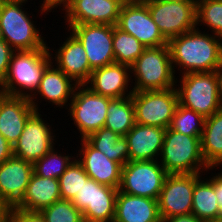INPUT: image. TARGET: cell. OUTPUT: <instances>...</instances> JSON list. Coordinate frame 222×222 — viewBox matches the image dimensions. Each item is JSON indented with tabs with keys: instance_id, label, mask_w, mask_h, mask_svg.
<instances>
[{
	"instance_id": "cell-1",
	"label": "cell",
	"mask_w": 222,
	"mask_h": 222,
	"mask_svg": "<svg viewBox=\"0 0 222 222\" xmlns=\"http://www.w3.org/2000/svg\"><path fill=\"white\" fill-rule=\"evenodd\" d=\"M199 27L168 40L173 70L182 68L180 75L213 72L222 61V38L201 32ZM176 65V66H175Z\"/></svg>"
},
{
	"instance_id": "cell-2",
	"label": "cell",
	"mask_w": 222,
	"mask_h": 222,
	"mask_svg": "<svg viewBox=\"0 0 222 222\" xmlns=\"http://www.w3.org/2000/svg\"><path fill=\"white\" fill-rule=\"evenodd\" d=\"M51 51L50 48L15 51L0 85V93L30 98L37 90L45 68L52 62Z\"/></svg>"
},
{
	"instance_id": "cell-3",
	"label": "cell",
	"mask_w": 222,
	"mask_h": 222,
	"mask_svg": "<svg viewBox=\"0 0 222 222\" xmlns=\"http://www.w3.org/2000/svg\"><path fill=\"white\" fill-rule=\"evenodd\" d=\"M26 2L28 0H0V37L14 51L49 49L35 21L22 9Z\"/></svg>"
},
{
	"instance_id": "cell-4",
	"label": "cell",
	"mask_w": 222,
	"mask_h": 222,
	"mask_svg": "<svg viewBox=\"0 0 222 222\" xmlns=\"http://www.w3.org/2000/svg\"><path fill=\"white\" fill-rule=\"evenodd\" d=\"M160 158L159 163L168 174L203 173L213 169L202 156L201 136L178 133L170 127L165 131Z\"/></svg>"
},
{
	"instance_id": "cell-5",
	"label": "cell",
	"mask_w": 222,
	"mask_h": 222,
	"mask_svg": "<svg viewBox=\"0 0 222 222\" xmlns=\"http://www.w3.org/2000/svg\"><path fill=\"white\" fill-rule=\"evenodd\" d=\"M174 71L168 45L146 48L130 66L135 78L131 89L133 92L171 89L178 82Z\"/></svg>"
},
{
	"instance_id": "cell-6",
	"label": "cell",
	"mask_w": 222,
	"mask_h": 222,
	"mask_svg": "<svg viewBox=\"0 0 222 222\" xmlns=\"http://www.w3.org/2000/svg\"><path fill=\"white\" fill-rule=\"evenodd\" d=\"M178 103L201 114L204 118L222 109L215 72L182 74L179 79Z\"/></svg>"
},
{
	"instance_id": "cell-7",
	"label": "cell",
	"mask_w": 222,
	"mask_h": 222,
	"mask_svg": "<svg viewBox=\"0 0 222 222\" xmlns=\"http://www.w3.org/2000/svg\"><path fill=\"white\" fill-rule=\"evenodd\" d=\"M135 122L141 125L170 127L178 105L176 86L167 90L133 92Z\"/></svg>"
},
{
	"instance_id": "cell-8",
	"label": "cell",
	"mask_w": 222,
	"mask_h": 222,
	"mask_svg": "<svg viewBox=\"0 0 222 222\" xmlns=\"http://www.w3.org/2000/svg\"><path fill=\"white\" fill-rule=\"evenodd\" d=\"M112 98L92 92L85 85H78L69 104V115L80 132V139L105 125L107 108Z\"/></svg>"
},
{
	"instance_id": "cell-9",
	"label": "cell",
	"mask_w": 222,
	"mask_h": 222,
	"mask_svg": "<svg viewBox=\"0 0 222 222\" xmlns=\"http://www.w3.org/2000/svg\"><path fill=\"white\" fill-rule=\"evenodd\" d=\"M167 175L159 160L128 161L122 167L119 191L158 199Z\"/></svg>"
},
{
	"instance_id": "cell-10",
	"label": "cell",
	"mask_w": 222,
	"mask_h": 222,
	"mask_svg": "<svg viewBox=\"0 0 222 222\" xmlns=\"http://www.w3.org/2000/svg\"><path fill=\"white\" fill-rule=\"evenodd\" d=\"M145 4L167 40L197 27L196 2L150 0Z\"/></svg>"
},
{
	"instance_id": "cell-11",
	"label": "cell",
	"mask_w": 222,
	"mask_h": 222,
	"mask_svg": "<svg viewBox=\"0 0 222 222\" xmlns=\"http://www.w3.org/2000/svg\"><path fill=\"white\" fill-rule=\"evenodd\" d=\"M118 191L89 178L71 202L82 212L84 222H113Z\"/></svg>"
},
{
	"instance_id": "cell-12",
	"label": "cell",
	"mask_w": 222,
	"mask_h": 222,
	"mask_svg": "<svg viewBox=\"0 0 222 222\" xmlns=\"http://www.w3.org/2000/svg\"><path fill=\"white\" fill-rule=\"evenodd\" d=\"M202 175L203 173L167 175L157 199L161 220L192 213L195 182Z\"/></svg>"
},
{
	"instance_id": "cell-13",
	"label": "cell",
	"mask_w": 222,
	"mask_h": 222,
	"mask_svg": "<svg viewBox=\"0 0 222 222\" xmlns=\"http://www.w3.org/2000/svg\"><path fill=\"white\" fill-rule=\"evenodd\" d=\"M125 0H67L60 7L65 11L69 28L79 24L115 26Z\"/></svg>"
},
{
	"instance_id": "cell-14",
	"label": "cell",
	"mask_w": 222,
	"mask_h": 222,
	"mask_svg": "<svg viewBox=\"0 0 222 222\" xmlns=\"http://www.w3.org/2000/svg\"><path fill=\"white\" fill-rule=\"evenodd\" d=\"M69 31L83 44L92 70L115 63L112 25L79 24L72 25Z\"/></svg>"
},
{
	"instance_id": "cell-15",
	"label": "cell",
	"mask_w": 222,
	"mask_h": 222,
	"mask_svg": "<svg viewBox=\"0 0 222 222\" xmlns=\"http://www.w3.org/2000/svg\"><path fill=\"white\" fill-rule=\"evenodd\" d=\"M116 26L133 35L146 48L167 45L168 40L162 35L152 19L145 3L125 2L121 8Z\"/></svg>"
},
{
	"instance_id": "cell-16",
	"label": "cell",
	"mask_w": 222,
	"mask_h": 222,
	"mask_svg": "<svg viewBox=\"0 0 222 222\" xmlns=\"http://www.w3.org/2000/svg\"><path fill=\"white\" fill-rule=\"evenodd\" d=\"M41 116L35 111L28 118L21 136L13 145V156L32 164L48 153L56 142L52 127Z\"/></svg>"
},
{
	"instance_id": "cell-17",
	"label": "cell",
	"mask_w": 222,
	"mask_h": 222,
	"mask_svg": "<svg viewBox=\"0 0 222 222\" xmlns=\"http://www.w3.org/2000/svg\"><path fill=\"white\" fill-rule=\"evenodd\" d=\"M33 174V164L12 156L0 165V197L11 208L24 197Z\"/></svg>"
},
{
	"instance_id": "cell-18",
	"label": "cell",
	"mask_w": 222,
	"mask_h": 222,
	"mask_svg": "<svg viewBox=\"0 0 222 222\" xmlns=\"http://www.w3.org/2000/svg\"><path fill=\"white\" fill-rule=\"evenodd\" d=\"M131 77L133 76L130 75V66L113 63L93 70L84 85L92 92L102 96L112 99L124 98L133 94L131 89L128 93V83H133L130 81Z\"/></svg>"
},
{
	"instance_id": "cell-19",
	"label": "cell",
	"mask_w": 222,
	"mask_h": 222,
	"mask_svg": "<svg viewBox=\"0 0 222 222\" xmlns=\"http://www.w3.org/2000/svg\"><path fill=\"white\" fill-rule=\"evenodd\" d=\"M82 144V145H81ZM79 153L76 158L85 172L97 183L113 188L120 187L122 165L110 160L105 154L93 148L85 139H81ZM81 155V156H80Z\"/></svg>"
},
{
	"instance_id": "cell-20",
	"label": "cell",
	"mask_w": 222,
	"mask_h": 222,
	"mask_svg": "<svg viewBox=\"0 0 222 222\" xmlns=\"http://www.w3.org/2000/svg\"><path fill=\"white\" fill-rule=\"evenodd\" d=\"M34 112L29 98L0 93V132L12 146Z\"/></svg>"
},
{
	"instance_id": "cell-21",
	"label": "cell",
	"mask_w": 222,
	"mask_h": 222,
	"mask_svg": "<svg viewBox=\"0 0 222 222\" xmlns=\"http://www.w3.org/2000/svg\"><path fill=\"white\" fill-rule=\"evenodd\" d=\"M51 62L42 75L40 84L35 93L29 98L35 111L41 109L38 108V103L35 101L36 95H40L48 103L56 105L55 107H64L69 105V99L73 98L74 92L78 84L64 72H62L57 66L54 67ZM72 82V83H71ZM35 99V100H34ZM66 103H68L66 105Z\"/></svg>"
},
{
	"instance_id": "cell-22",
	"label": "cell",
	"mask_w": 222,
	"mask_h": 222,
	"mask_svg": "<svg viewBox=\"0 0 222 222\" xmlns=\"http://www.w3.org/2000/svg\"><path fill=\"white\" fill-rule=\"evenodd\" d=\"M54 54L56 62H52L64 72L68 77L72 78L78 85H84L90 78L91 72L86 51L80 40L70 32L68 38L63 42L62 46Z\"/></svg>"
},
{
	"instance_id": "cell-23",
	"label": "cell",
	"mask_w": 222,
	"mask_h": 222,
	"mask_svg": "<svg viewBox=\"0 0 222 222\" xmlns=\"http://www.w3.org/2000/svg\"><path fill=\"white\" fill-rule=\"evenodd\" d=\"M166 129L136 123L124 136L128 142L129 161L159 160Z\"/></svg>"
},
{
	"instance_id": "cell-24",
	"label": "cell",
	"mask_w": 222,
	"mask_h": 222,
	"mask_svg": "<svg viewBox=\"0 0 222 222\" xmlns=\"http://www.w3.org/2000/svg\"><path fill=\"white\" fill-rule=\"evenodd\" d=\"M158 200L118 191L113 222H160Z\"/></svg>"
},
{
	"instance_id": "cell-25",
	"label": "cell",
	"mask_w": 222,
	"mask_h": 222,
	"mask_svg": "<svg viewBox=\"0 0 222 222\" xmlns=\"http://www.w3.org/2000/svg\"><path fill=\"white\" fill-rule=\"evenodd\" d=\"M60 199L58 179L43 178L33 172L23 199L15 207L24 211L40 212Z\"/></svg>"
},
{
	"instance_id": "cell-26",
	"label": "cell",
	"mask_w": 222,
	"mask_h": 222,
	"mask_svg": "<svg viewBox=\"0 0 222 222\" xmlns=\"http://www.w3.org/2000/svg\"><path fill=\"white\" fill-rule=\"evenodd\" d=\"M201 152L209 168L222 167V109L205 118Z\"/></svg>"
},
{
	"instance_id": "cell-27",
	"label": "cell",
	"mask_w": 222,
	"mask_h": 222,
	"mask_svg": "<svg viewBox=\"0 0 222 222\" xmlns=\"http://www.w3.org/2000/svg\"><path fill=\"white\" fill-rule=\"evenodd\" d=\"M95 149L105 154L110 160L124 166L129 161L128 142L111 129L102 127L85 138Z\"/></svg>"
},
{
	"instance_id": "cell-28",
	"label": "cell",
	"mask_w": 222,
	"mask_h": 222,
	"mask_svg": "<svg viewBox=\"0 0 222 222\" xmlns=\"http://www.w3.org/2000/svg\"><path fill=\"white\" fill-rule=\"evenodd\" d=\"M201 178L195 182L192 214L202 222H214L222 214V211L217 203L212 179L204 181Z\"/></svg>"
},
{
	"instance_id": "cell-29",
	"label": "cell",
	"mask_w": 222,
	"mask_h": 222,
	"mask_svg": "<svg viewBox=\"0 0 222 222\" xmlns=\"http://www.w3.org/2000/svg\"><path fill=\"white\" fill-rule=\"evenodd\" d=\"M135 124V109L131 96L109 102L104 127L125 136Z\"/></svg>"
},
{
	"instance_id": "cell-30",
	"label": "cell",
	"mask_w": 222,
	"mask_h": 222,
	"mask_svg": "<svg viewBox=\"0 0 222 222\" xmlns=\"http://www.w3.org/2000/svg\"><path fill=\"white\" fill-rule=\"evenodd\" d=\"M113 53L115 63L131 66L144 52L146 47L133 35L113 26Z\"/></svg>"
},
{
	"instance_id": "cell-31",
	"label": "cell",
	"mask_w": 222,
	"mask_h": 222,
	"mask_svg": "<svg viewBox=\"0 0 222 222\" xmlns=\"http://www.w3.org/2000/svg\"><path fill=\"white\" fill-rule=\"evenodd\" d=\"M75 159L73 156L58 154L53 147L33 164V172L43 178L58 179Z\"/></svg>"
},
{
	"instance_id": "cell-32",
	"label": "cell",
	"mask_w": 222,
	"mask_h": 222,
	"mask_svg": "<svg viewBox=\"0 0 222 222\" xmlns=\"http://www.w3.org/2000/svg\"><path fill=\"white\" fill-rule=\"evenodd\" d=\"M205 118L178 103L170 128L189 136H202Z\"/></svg>"
},
{
	"instance_id": "cell-33",
	"label": "cell",
	"mask_w": 222,
	"mask_h": 222,
	"mask_svg": "<svg viewBox=\"0 0 222 222\" xmlns=\"http://www.w3.org/2000/svg\"><path fill=\"white\" fill-rule=\"evenodd\" d=\"M207 26L213 35L222 38V0H201L196 3V25Z\"/></svg>"
},
{
	"instance_id": "cell-34",
	"label": "cell",
	"mask_w": 222,
	"mask_h": 222,
	"mask_svg": "<svg viewBox=\"0 0 222 222\" xmlns=\"http://www.w3.org/2000/svg\"><path fill=\"white\" fill-rule=\"evenodd\" d=\"M89 178L82 165L75 159L58 178L61 198L72 201Z\"/></svg>"
},
{
	"instance_id": "cell-35",
	"label": "cell",
	"mask_w": 222,
	"mask_h": 222,
	"mask_svg": "<svg viewBox=\"0 0 222 222\" xmlns=\"http://www.w3.org/2000/svg\"><path fill=\"white\" fill-rule=\"evenodd\" d=\"M40 213L46 222H84L82 212L69 200L55 201Z\"/></svg>"
},
{
	"instance_id": "cell-36",
	"label": "cell",
	"mask_w": 222,
	"mask_h": 222,
	"mask_svg": "<svg viewBox=\"0 0 222 222\" xmlns=\"http://www.w3.org/2000/svg\"><path fill=\"white\" fill-rule=\"evenodd\" d=\"M5 222H46L40 212H30L11 207Z\"/></svg>"
},
{
	"instance_id": "cell-37",
	"label": "cell",
	"mask_w": 222,
	"mask_h": 222,
	"mask_svg": "<svg viewBox=\"0 0 222 222\" xmlns=\"http://www.w3.org/2000/svg\"><path fill=\"white\" fill-rule=\"evenodd\" d=\"M14 52L10 45L0 37V85L5 79Z\"/></svg>"
},
{
	"instance_id": "cell-38",
	"label": "cell",
	"mask_w": 222,
	"mask_h": 222,
	"mask_svg": "<svg viewBox=\"0 0 222 222\" xmlns=\"http://www.w3.org/2000/svg\"><path fill=\"white\" fill-rule=\"evenodd\" d=\"M13 156V146L0 132V165Z\"/></svg>"
},
{
	"instance_id": "cell-39",
	"label": "cell",
	"mask_w": 222,
	"mask_h": 222,
	"mask_svg": "<svg viewBox=\"0 0 222 222\" xmlns=\"http://www.w3.org/2000/svg\"><path fill=\"white\" fill-rule=\"evenodd\" d=\"M218 174V175H217ZM215 176H212V185L214 186L215 195L217 198L218 206L222 211V172L217 173Z\"/></svg>"
},
{
	"instance_id": "cell-40",
	"label": "cell",
	"mask_w": 222,
	"mask_h": 222,
	"mask_svg": "<svg viewBox=\"0 0 222 222\" xmlns=\"http://www.w3.org/2000/svg\"><path fill=\"white\" fill-rule=\"evenodd\" d=\"M67 0H43V3L41 7V14L44 15V13L48 14V12H51V10L54 8H57L58 6L62 5ZM44 12V13H43Z\"/></svg>"
},
{
	"instance_id": "cell-41",
	"label": "cell",
	"mask_w": 222,
	"mask_h": 222,
	"mask_svg": "<svg viewBox=\"0 0 222 222\" xmlns=\"http://www.w3.org/2000/svg\"><path fill=\"white\" fill-rule=\"evenodd\" d=\"M163 222H202L195 215L187 214L164 219Z\"/></svg>"
},
{
	"instance_id": "cell-42",
	"label": "cell",
	"mask_w": 222,
	"mask_h": 222,
	"mask_svg": "<svg viewBox=\"0 0 222 222\" xmlns=\"http://www.w3.org/2000/svg\"><path fill=\"white\" fill-rule=\"evenodd\" d=\"M218 80V93L222 102V61L221 64L214 71Z\"/></svg>"
},
{
	"instance_id": "cell-43",
	"label": "cell",
	"mask_w": 222,
	"mask_h": 222,
	"mask_svg": "<svg viewBox=\"0 0 222 222\" xmlns=\"http://www.w3.org/2000/svg\"><path fill=\"white\" fill-rule=\"evenodd\" d=\"M9 209L10 208L6 205V203L0 197V212H9Z\"/></svg>"
},
{
	"instance_id": "cell-44",
	"label": "cell",
	"mask_w": 222,
	"mask_h": 222,
	"mask_svg": "<svg viewBox=\"0 0 222 222\" xmlns=\"http://www.w3.org/2000/svg\"><path fill=\"white\" fill-rule=\"evenodd\" d=\"M148 1L150 0H125V2H129V3H145Z\"/></svg>"
},
{
	"instance_id": "cell-45",
	"label": "cell",
	"mask_w": 222,
	"mask_h": 222,
	"mask_svg": "<svg viewBox=\"0 0 222 222\" xmlns=\"http://www.w3.org/2000/svg\"><path fill=\"white\" fill-rule=\"evenodd\" d=\"M8 212H0V222H5Z\"/></svg>"
},
{
	"instance_id": "cell-46",
	"label": "cell",
	"mask_w": 222,
	"mask_h": 222,
	"mask_svg": "<svg viewBox=\"0 0 222 222\" xmlns=\"http://www.w3.org/2000/svg\"><path fill=\"white\" fill-rule=\"evenodd\" d=\"M169 1H185V2H195V0H169Z\"/></svg>"
},
{
	"instance_id": "cell-47",
	"label": "cell",
	"mask_w": 222,
	"mask_h": 222,
	"mask_svg": "<svg viewBox=\"0 0 222 222\" xmlns=\"http://www.w3.org/2000/svg\"><path fill=\"white\" fill-rule=\"evenodd\" d=\"M214 222H222V214Z\"/></svg>"
}]
</instances>
